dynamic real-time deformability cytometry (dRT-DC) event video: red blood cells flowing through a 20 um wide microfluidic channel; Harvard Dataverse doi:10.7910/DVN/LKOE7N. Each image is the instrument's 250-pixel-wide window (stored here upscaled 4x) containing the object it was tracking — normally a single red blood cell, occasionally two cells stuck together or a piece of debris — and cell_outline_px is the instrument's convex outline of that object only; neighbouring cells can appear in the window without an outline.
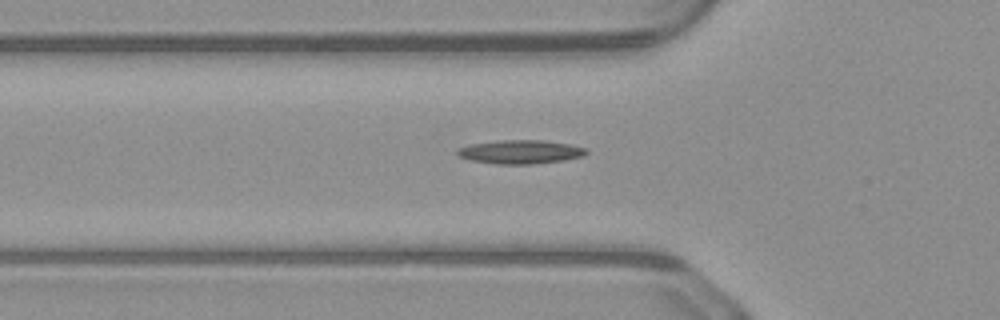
{"species": "common noctule bat (a hibernating species)", "species_latin": "Nyctalus noctula", "temperature_condition": "warm", "stored_images_in_passage": 37, "camera_frame_rate_fps": 3000, "um_per_image_px": 0.085, "animal": {"sex": "male", "body_mass_g": 23.1, "forearm_length_mm": 52.7}, "frame": {"image": 1, "passage_image": 4, "time_ms": 1.0, "image_size_px": [1000, 320], "cell_outline_px": [[588, 152], [584, 156], [564, 160], [532, 164], [496, 164], [472, 160], [460, 156], [456, 152], [456, 148], [468, 144], [500, 140], [544, 140], [572, 144], [588, 148]], "centroid_in_image_um": [44.27, 12.9], "position_along_channel_um": 81.5, "area_um2": 18.03}}
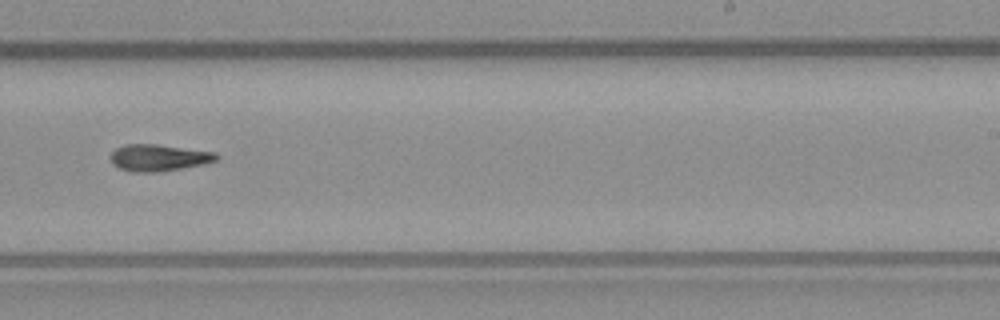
{"frame": {"image": 2, "passage_image": 18, "time_ms": 5.667, "image_size_px": [1000, 320], "cell_outline_px": [[220, 156], [216, 160], [204, 164], [156, 172], [132, 172], [120, 168], [112, 164], [112, 152], [116, 148], [124, 144], [156, 144], [216, 152]], "centroid_in_image_um": [13.5, 13.4], "position_along_channel_um": 275.5, "area_um2": 16.36}}
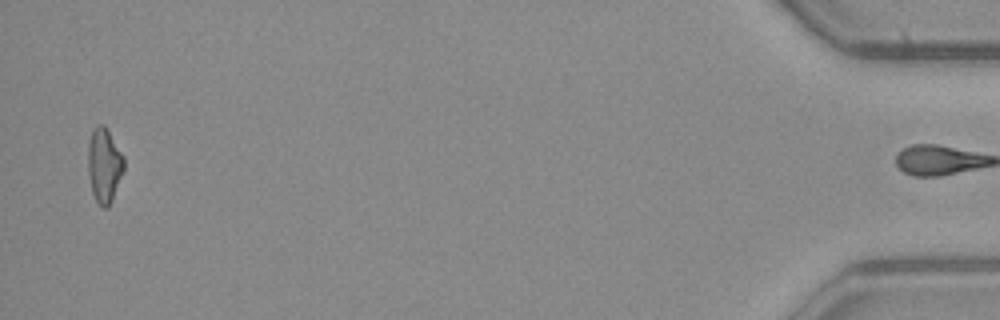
{"frame": {"image": 3, "passage_image": 36, "time_ms": 11.667, "image_size_px": [1000, 320], "cell_outline_px": [[124, 168], [112, 200], [108, 208], [104, 208], [96, 200], [92, 192], [88, 176], [88, 140], [92, 128], [96, 124], [104, 124], [124, 156]], "centroid_in_image_um": [8.84, 14.0], "position_along_channel_um": 426.4, "area_um2": 15.72}}